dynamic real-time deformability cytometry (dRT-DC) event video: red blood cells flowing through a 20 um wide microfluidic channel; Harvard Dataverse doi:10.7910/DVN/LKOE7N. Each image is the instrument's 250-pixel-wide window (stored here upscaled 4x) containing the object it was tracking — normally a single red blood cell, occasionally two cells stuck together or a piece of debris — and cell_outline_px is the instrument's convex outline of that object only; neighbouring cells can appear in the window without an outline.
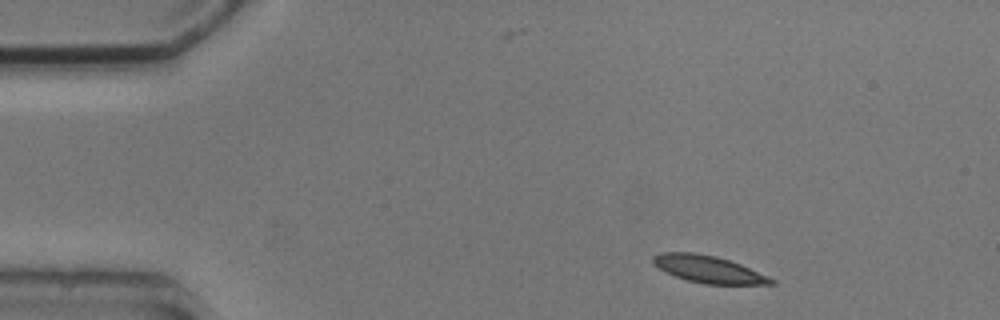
{"species": "common noctule bat (a hibernating species)", "species_latin": "Nyctalus noctula", "temperature_condition": "cold", "stored_images_in_passage": 4, "camera_frame_rate_fps": 3000, "um_per_image_px": 0.085, "animal": {"sex": "male", "body_mass_g": 20.5, "forearm_length_mm": 52.5}, "frame": {"image": 1, "passage_image": 1, "time_ms": 0.0, "image_size_px": [1000, 320], "cell_outline_px": [[776, 284], [704, 284], [688, 280], [676, 276], [652, 264], [652, 256], [660, 252], [696, 252], [716, 256], [740, 264], [768, 276], [776, 280]], "centroid_in_image_um": [60.21, 22.87], "position_along_channel_um": 24.8, "area_um2": 18.55}}
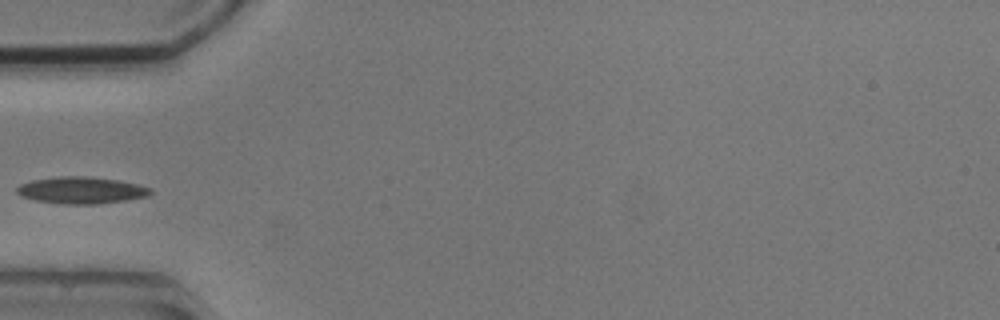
{"frame": {"image": 2, "passage_image": 4, "time_ms": 3.333, "image_size_px": [1000, 320], "cell_outline_px": [[152, 192], [148, 196], [100, 204], [64, 204], [32, 200], [20, 196], [16, 192], [16, 188], [20, 184], [32, 180], [60, 176], [84, 176], [116, 180], [136, 184], [152, 188]], "centroid_in_image_um": [6.87, 16.18], "position_along_channel_um": 78.1, "area_um2": 20.87}}